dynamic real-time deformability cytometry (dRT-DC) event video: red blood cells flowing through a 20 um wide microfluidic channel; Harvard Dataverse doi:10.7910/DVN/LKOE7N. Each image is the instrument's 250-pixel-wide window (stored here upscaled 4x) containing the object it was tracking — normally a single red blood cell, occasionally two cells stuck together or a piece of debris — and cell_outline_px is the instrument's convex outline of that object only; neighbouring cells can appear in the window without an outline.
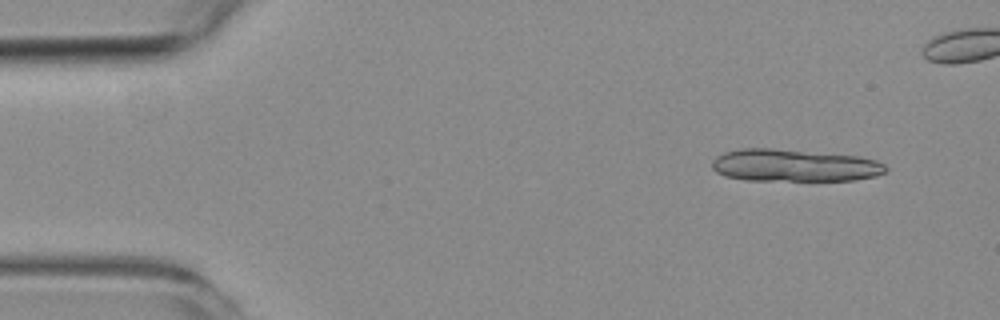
{"species": "common noctule bat (a hibernating species)", "species_latin": "Nyctalus noctula", "temperature_condition": "room temperature", "stored_images_in_passage": 5, "camera_frame_rate_fps": 3000, "um_per_image_px": 0.085, "animal": {"sex": "female", "body_mass_g": 19.3, "forearm_length_mm": 54.1}, "frame": {"image": 1, "passage_image": 1, "time_ms": 0.0, "image_size_px": [1000, 320], "cell_outline_px": [[888, 172], [876, 176], [856, 180], [748, 180], [724, 176], [716, 172], [712, 168], [712, 160], [716, 156], [724, 152], [740, 148], [772, 148], [860, 156], [876, 160], [884, 164], [888, 168]], "centroid_in_image_um": [67.53, 14.06], "position_along_channel_um": 17.5, "area_um2": 33.0}}